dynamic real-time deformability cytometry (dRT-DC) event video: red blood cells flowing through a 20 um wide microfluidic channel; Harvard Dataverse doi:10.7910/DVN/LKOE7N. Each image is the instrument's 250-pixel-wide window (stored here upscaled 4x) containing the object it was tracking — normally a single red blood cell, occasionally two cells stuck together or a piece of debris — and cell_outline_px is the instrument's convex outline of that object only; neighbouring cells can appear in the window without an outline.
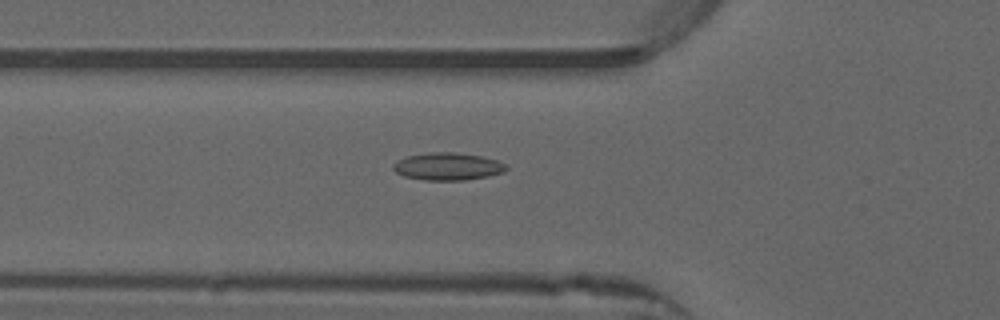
{"species": "common noctule bat (a hibernating species)", "species_latin": "Nyctalus noctula", "temperature_condition": "warm", "stored_images_in_passage": 38, "camera_frame_rate_fps": 3000, "um_per_image_px": 0.085, "animal": {"sex": "male", "forearm_length_mm": 52.5}, "frame": {"image": 1, "passage_image": 4, "time_ms": 1.0, "image_size_px": [1000, 320], "cell_outline_px": [[508, 168], [504, 172], [488, 176], [464, 180], [424, 180], [404, 176], [396, 172], [392, 168], [392, 164], [408, 156], [432, 152], [456, 152], [484, 156], [508, 164]], "centroid_in_image_um": [38.1, 14.14], "position_along_channel_um": 87.7, "area_um2": 18.15}}
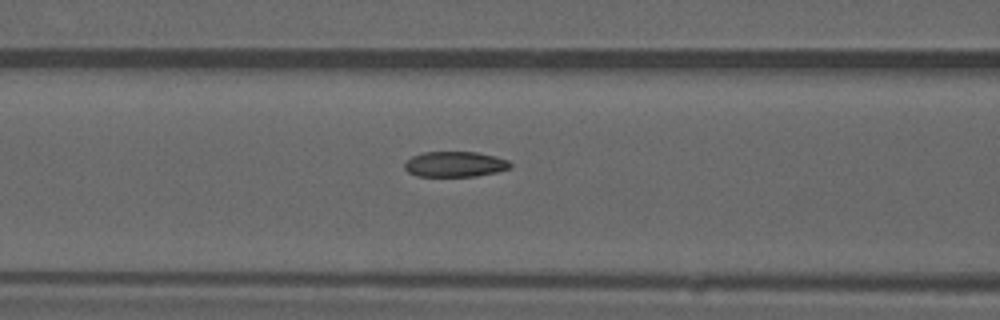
{"frame": {"image": 2, "passage_image": 7, "time_ms": 2.0, "image_size_px": [1000, 320], "cell_outline_px": [[512, 168], [496, 172], [476, 176], [416, 176], [408, 172], [404, 168], [404, 164], [412, 156], [424, 152], [476, 152], [496, 156], [508, 160], [512, 164]], "centroid_in_image_um": [38.69, 13.96], "position_along_channel_um": 127.9, "area_um2": 15.72}}
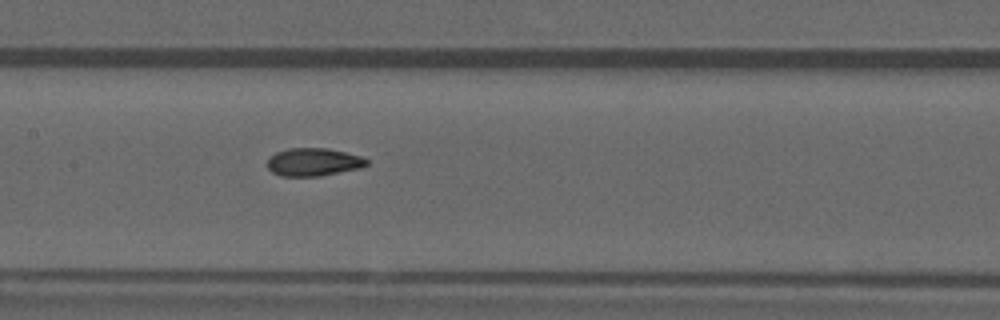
{"frame": {"image": 3, "passage_image": 11, "time_ms": 3.333, "image_size_px": [1000, 320], "cell_outline_px": [[368, 164], [360, 168], [320, 176], [280, 176], [272, 172], [268, 168], [268, 160], [276, 152], [288, 148], [328, 148], [360, 156], [368, 160]], "centroid_in_image_um": [26.64, 13.77], "position_along_channel_um": 180.8, "area_um2": 16.07}, "authors_computed_cell_mechanics": {"area_um2": 15.9239, "velocity_mm_per_s": 3.9529, "shape_relaxation_time_tau1_ms": null, "shape_relaxation_time_tau2_ms": 1.668, "deformation_change_tau1": null, "deformation_change_tau2": 0.0788}}